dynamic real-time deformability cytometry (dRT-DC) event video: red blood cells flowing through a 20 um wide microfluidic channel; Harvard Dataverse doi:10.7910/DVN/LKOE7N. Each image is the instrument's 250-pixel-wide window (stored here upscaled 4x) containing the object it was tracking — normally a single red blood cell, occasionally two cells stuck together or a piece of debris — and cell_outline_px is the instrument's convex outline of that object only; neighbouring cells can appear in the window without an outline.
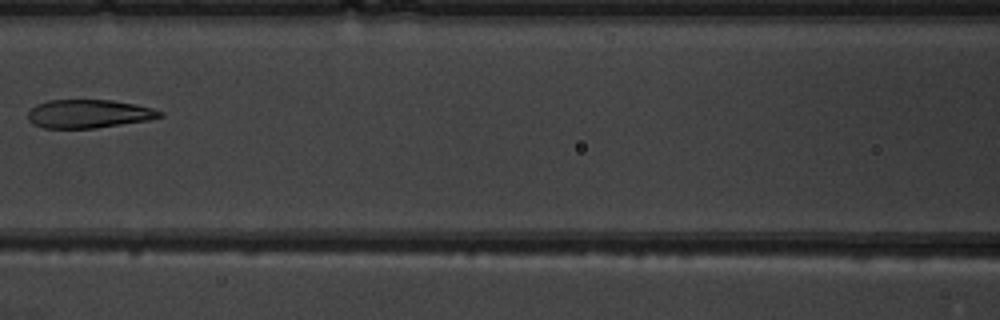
{"species": "common noctule bat (a hibernating species)", "species_latin": "Nyctalus noctula", "temperature_condition": "warm", "stored_images_in_passage": 7, "camera_frame_rate_fps": 3000, "um_per_image_px": 0.085, "animal": {"sex": "male", "body_mass_g": 19.5, "forearm_length_mm": 54.6}, "frame": {"image": 1, "passage_image": 5, "time_ms": 4.667, "image_size_px": [1000, 320], "cell_outline_px": [[164, 116], [148, 120], [96, 128], [44, 128], [32, 124], [28, 120], [28, 112], [36, 104], [48, 100], [112, 100], [136, 104], [152, 108], [164, 112]], "centroid_in_image_um": [7.54, 9.67], "position_along_channel_um": 159.1, "area_um2": 21.96}}
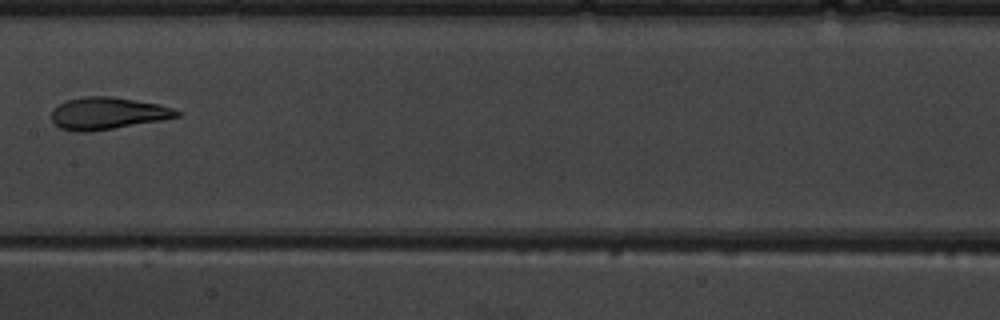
{"frame": {"image": 2, "passage_image": 6, "time_ms": 5.667, "image_size_px": [1000, 320], "cell_outline_px": [[180, 116], [160, 120], [88, 132], [72, 132], [60, 128], [52, 120], [52, 108], [68, 100], [84, 96], [112, 96], [160, 104], [172, 108], [180, 112]], "centroid_in_image_um": [9.12, 9.63], "position_along_channel_um": 198.3, "area_um2": 23.29}}
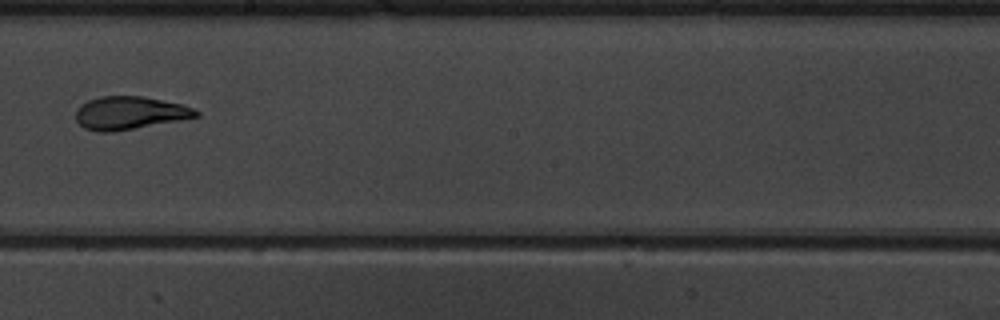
{"frame": {"image": 3, "passage_image": 7, "time_ms": 6.667, "image_size_px": [1000, 320], "cell_outline_px": [[200, 116], [180, 120], [108, 132], [100, 132], [84, 128], [76, 120], [76, 108], [80, 104], [88, 100], [100, 96], [144, 96], [180, 104], [192, 108], [200, 112]], "centroid_in_image_um": [10.99, 9.59], "position_along_channel_um": 237.2, "area_um2": 22.89}}